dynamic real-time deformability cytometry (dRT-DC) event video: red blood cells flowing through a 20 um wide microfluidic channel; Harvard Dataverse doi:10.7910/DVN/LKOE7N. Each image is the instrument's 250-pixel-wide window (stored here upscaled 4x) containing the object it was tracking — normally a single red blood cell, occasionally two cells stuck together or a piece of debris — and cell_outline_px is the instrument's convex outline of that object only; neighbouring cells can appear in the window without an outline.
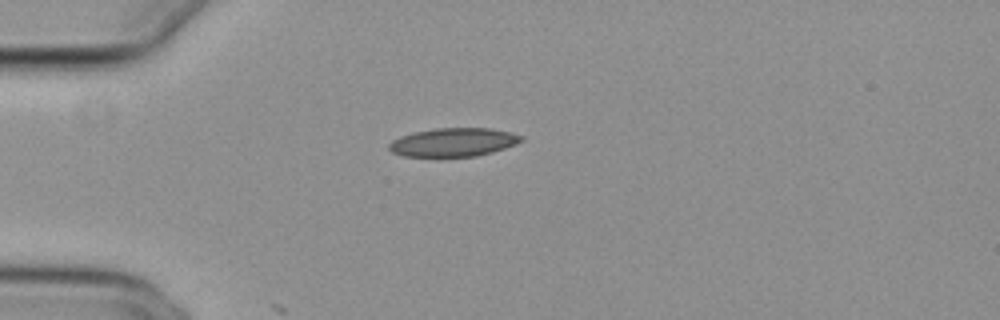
{"species": "common noctule bat (a hibernating species)", "species_latin": "Nyctalus noctula", "temperature_condition": "cold", "stored_images_in_passage": 27, "camera_frame_rate_fps": 3000, "um_per_image_px": 0.085, "animal": {"sex": "female", "body_mass_g": 29.2, "forearm_length_mm": 56.3}, "frame": {"image": 1, "passage_image": 1, "time_ms": 0.0, "image_size_px": [1000, 320], "cell_outline_px": [[524, 140], [516, 144], [492, 152], [476, 156], [404, 156], [392, 152], [388, 148], [388, 144], [392, 140], [400, 136], [416, 132], [436, 128], [492, 128], [524, 136]], "centroid_in_image_um": [38.55, 12.08], "position_along_channel_um": 46.5, "area_um2": 21.85}}
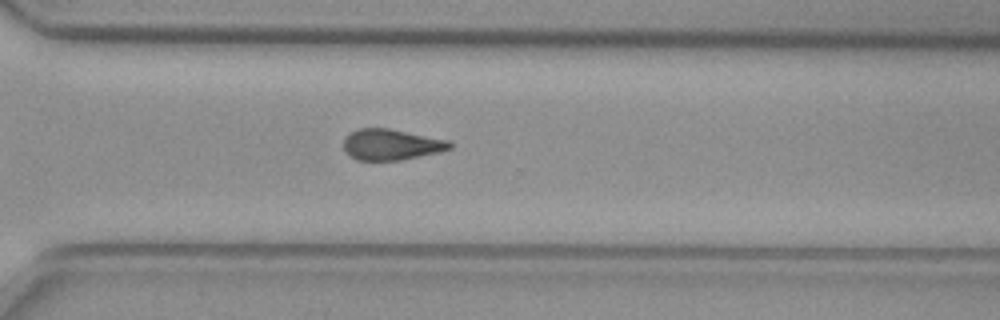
{"frame": {"image": 2, "passage_image": 20, "time_ms": 6.333, "image_size_px": [1000, 320], "cell_outline_px": [[452, 148], [436, 152], [400, 160], [356, 160], [348, 156], [344, 148], [344, 140], [352, 132], [360, 128], [388, 128], [448, 140], [452, 144]], "centroid_in_image_um": [33.23, 12.29], "position_along_channel_um": 337.4, "area_um2": 18.84}}